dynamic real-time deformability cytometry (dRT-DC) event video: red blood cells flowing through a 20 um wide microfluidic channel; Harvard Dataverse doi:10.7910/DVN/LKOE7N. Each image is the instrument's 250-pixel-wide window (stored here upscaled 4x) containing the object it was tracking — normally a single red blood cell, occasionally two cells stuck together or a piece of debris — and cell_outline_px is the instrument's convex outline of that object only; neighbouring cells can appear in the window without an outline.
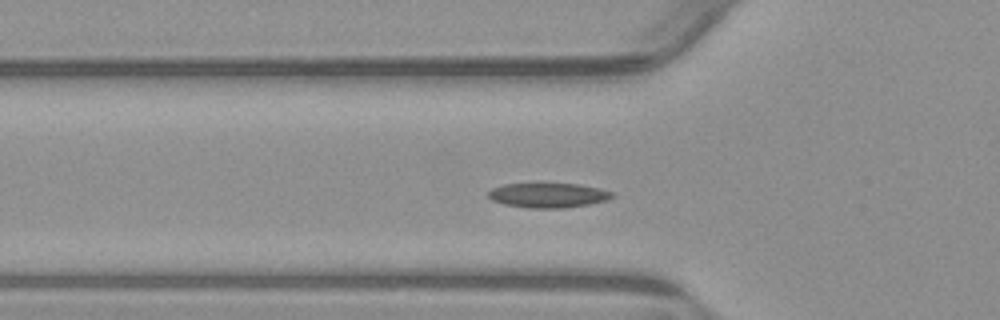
{"species": "common noctule bat (a hibernating species)", "species_latin": "Nyctalus noctula", "temperature_condition": "warm", "stored_images_in_passage": 52, "camera_frame_rate_fps": 3000, "um_per_image_px": 0.085, "animal": {"sex": "male", "body_mass_g": 23.1, "forearm_length_mm": 52.7}, "frame": {"image": 1, "passage_image": 15, "time_ms": 4.667, "image_size_px": [1000, 320], "cell_outline_px": [[616, 196], [608, 200], [588, 204], [564, 208], [532, 208], [504, 204], [492, 200], [488, 196], [488, 192], [492, 188], [504, 184], [580, 184], [600, 188], [616, 192]], "centroid_in_image_um": [46.66, 16.59], "position_along_channel_um": 79.1, "area_um2": 17.86}}
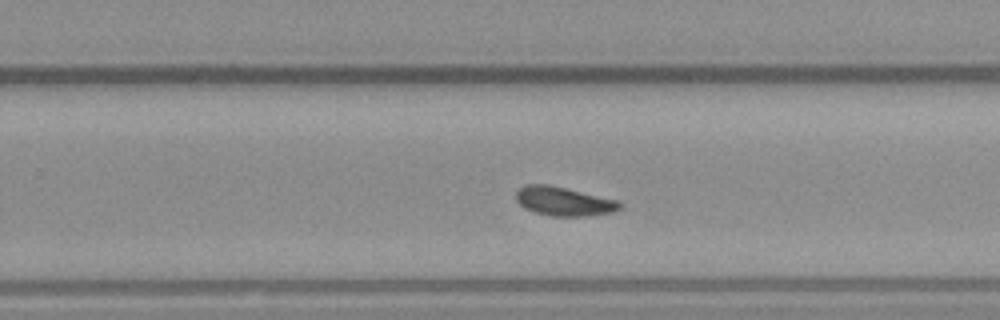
{"frame": {"image": 2, "passage_image": 31, "time_ms": 10.0, "image_size_px": [1000, 320], "cell_outline_px": [[620, 208], [612, 212], [588, 216], [552, 216], [536, 212], [524, 208], [516, 200], [516, 192], [520, 188], [528, 184], [548, 184], [616, 200], [620, 204]], "centroid_in_image_um": [47.88, 17.11], "position_along_channel_um": 281.9, "area_um2": 17.17}}
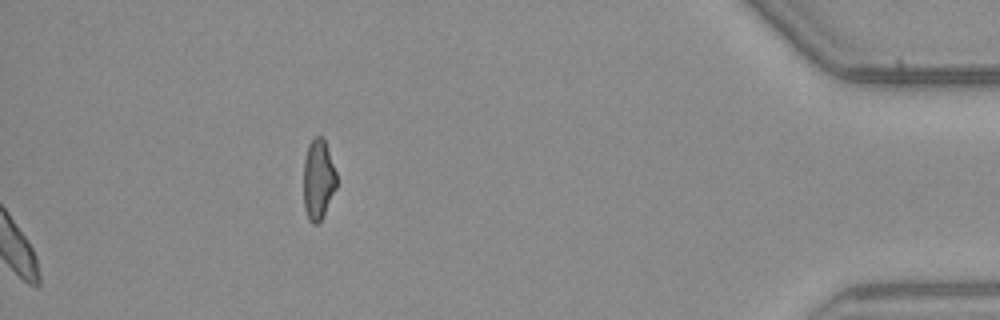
{"frame": {"image": 3, "passage_image": 52, "time_ms": 17.0, "image_size_px": [1000, 320], "cell_outline_px": [[336, 188], [320, 220], [316, 224], [312, 224], [308, 220], [304, 208], [304, 160], [308, 144], [316, 136], [324, 136], [336, 172]], "centroid_in_image_um": [27.04, 15.22], "position_along_channel_um": 408.2, "area_um2": 15.37}, "authors_computed_cell_mechanics": {"area_um2": 16.9354, "velocity_mm_per_s": 3.7902, "shape_relaxation_time_tau1_ms": 5.4484, "shape_relaxation_time_tau2_ms": 4.4766, "deformation_change_tau1": 0.1356, "deformation_change_tau2": 0.0965}}